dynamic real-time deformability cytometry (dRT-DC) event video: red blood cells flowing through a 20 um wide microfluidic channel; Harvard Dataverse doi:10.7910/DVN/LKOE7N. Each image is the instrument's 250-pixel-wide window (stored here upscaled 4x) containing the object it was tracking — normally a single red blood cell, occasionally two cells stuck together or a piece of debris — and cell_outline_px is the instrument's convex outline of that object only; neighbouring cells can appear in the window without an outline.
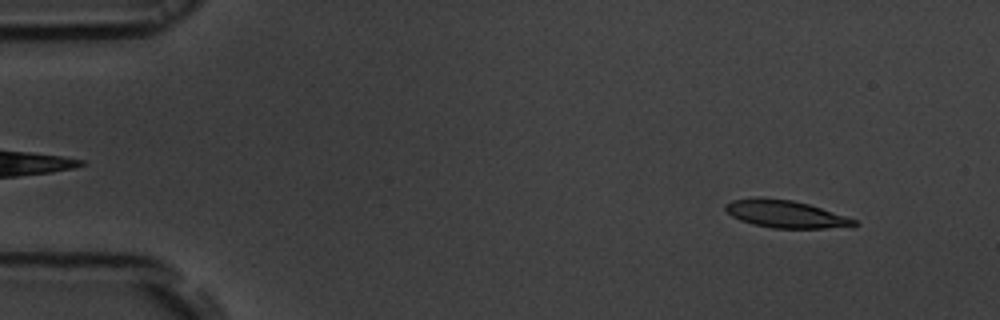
{"species": "common noctule bat (a hibernating species)", "species_latin": "Nyctalus noctula", "temperature_condition": "room temperature", "stored_images_in_passage": 53, "camera_frame_rate_fps": 3000, "um_per_image_px": 0.085, "animal": {"sex": "male", "body_mass_g": 19.5, "forearm_length_mm": 54.6}, "frame": {"image": 1, "passage_image": 5, "time_ms": 1.333, "image_size_px": [1000, 320], "cell_outline_px": [[860, 224], [824, 228], [772, 228], [752, 224], [740, 220], [732, 216], [724, 208], [724, 204], [732, 200], [756, 196], [792, 200], [808, 204], [856, 220]], "centroid_in_image_um": [66.67, 18.17], "position_along_channel_um": 18.3, "area_um2": 20.4}}
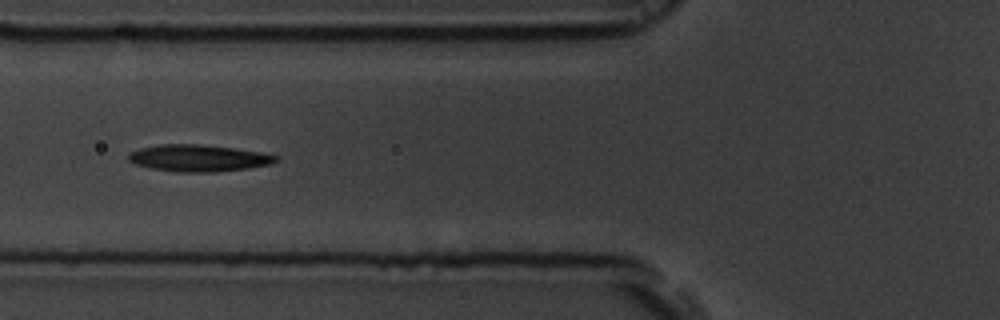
{"frame": {"image": 2, "passage_image": 20, "time_ms": 6.333, "image_size_px": [1000, 320], "cell_outline_px": [[280, 160], [272, 164], [248, 168], [216, 172], [176, 172], [152, 168], [136, 164], [128, 160], [128, 152], [140, 148], [160, 144], [196, 144], [232, 148], [260, 152], [280, 156]], "centroid_in_image_um": [16.89, 13.44], "position_along_channel_um": 108.9, "area_um2": 23.06}}
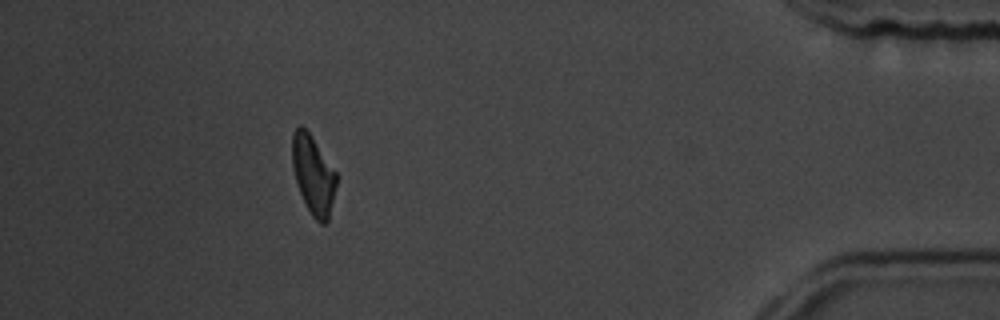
{"frame": {"image": 3, "passage_image": 48, "time_ms": 15.667, "image_size_px": [1000, 320], "cell_outline_px": [[336, 184], [328, 220], [324, 224], [320, 224], [312, 216], [296, 184], [292, 168], [292, 132], [300, 124], [312, 136], [336, 172]], "centroid_in_image_um": [26.6, 14.84], "position_along_channel_um": 408.6, "area_um2": 20.11}, "authors_computed_cell_mechanics": {"area_um2": 21.7906, "velocity_mm_per_s": 3.7884, "shape_relaxation_time_tau1_ms": 4.3908, "shape_relaxation_time_tau2_ms": 4.2601, "deformation_change_tau1": 0.166, "deformation_change_tau2": 0.1387}}